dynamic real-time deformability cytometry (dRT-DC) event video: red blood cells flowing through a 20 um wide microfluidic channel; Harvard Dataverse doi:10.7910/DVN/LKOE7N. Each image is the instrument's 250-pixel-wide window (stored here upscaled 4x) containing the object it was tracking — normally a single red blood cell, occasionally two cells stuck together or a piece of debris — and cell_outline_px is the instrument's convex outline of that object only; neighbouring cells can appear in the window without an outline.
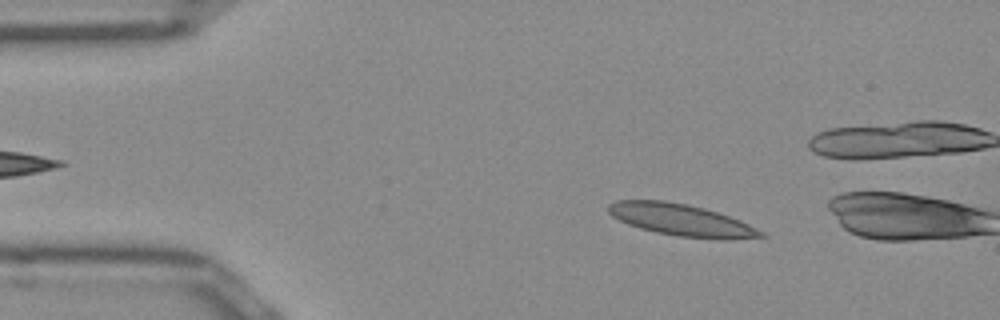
{"species": "Egyptian fruit bat (a non-hibernating species)", "species_latin": "Rousettus aegyptiacus", "temperature_condition": "room temperature", "stored_images_in_passage": 4, "camera_frame_rate_fps": 3000, "um_per_image_px": 0.085, "frame": {"image": 1, "passage_image": 1, "time_ms": 0.0, "image_size_px": [1000, 320], "cell_outline_px": [[768, 236], [728, 240], [720, 240], [680, 236], [656, 232], [640, 228], [628, 224], [612, 216], [608, 212], [608, 204], [616, 200], [664, 200], [688, 204], [704, 208], [740, 220], [764, 232]], "centroid_in_image_um": [57.92, 18.7], "position_along_channel_um": 27.1, "area_um2": 28.32}}